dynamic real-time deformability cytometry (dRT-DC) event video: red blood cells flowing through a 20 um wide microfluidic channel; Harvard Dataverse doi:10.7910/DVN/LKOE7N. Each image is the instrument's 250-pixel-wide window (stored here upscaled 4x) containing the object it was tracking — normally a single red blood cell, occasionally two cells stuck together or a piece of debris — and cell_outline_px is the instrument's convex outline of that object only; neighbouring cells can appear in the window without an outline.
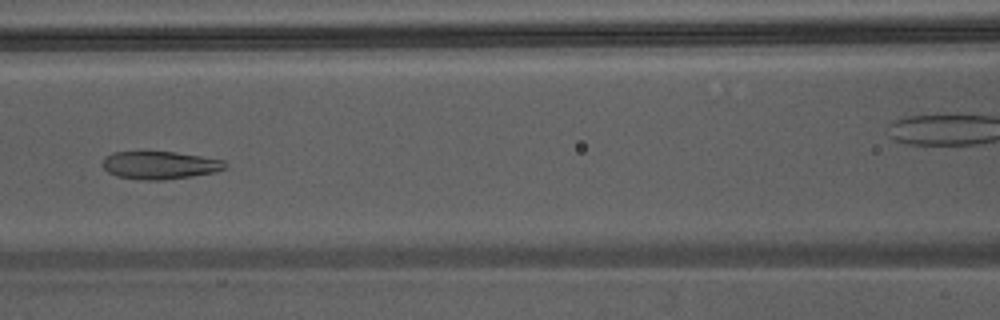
{"species": "Egyptian fruit bat (a non-hibernating species)", "species_latin": "Rousettus aegyptiacus", "temperature_condition": "warm", "stored_images_in_passage": 11, "camera_frame_rate_fps": 3000, "um_per_image_px": 0.085, "animal": {"sex": "male"}, "frame": {"image": 1, "passage_image": 7, "time_ms": 2.0, "image_size_px": [1000, 320], "cell_outline_px": [[228, 168], [216, 172], [192, 176], [164, 180], [140, 180], [116, 176], [108, 172], [104, 168], [104, 156], [112, 152], [176, 152], [224, 160], [228, 164]], "centroid_in_image_um": [13.62, 14.05], "position_along_channel_um": 153.0, "area_um2": 20.0}}